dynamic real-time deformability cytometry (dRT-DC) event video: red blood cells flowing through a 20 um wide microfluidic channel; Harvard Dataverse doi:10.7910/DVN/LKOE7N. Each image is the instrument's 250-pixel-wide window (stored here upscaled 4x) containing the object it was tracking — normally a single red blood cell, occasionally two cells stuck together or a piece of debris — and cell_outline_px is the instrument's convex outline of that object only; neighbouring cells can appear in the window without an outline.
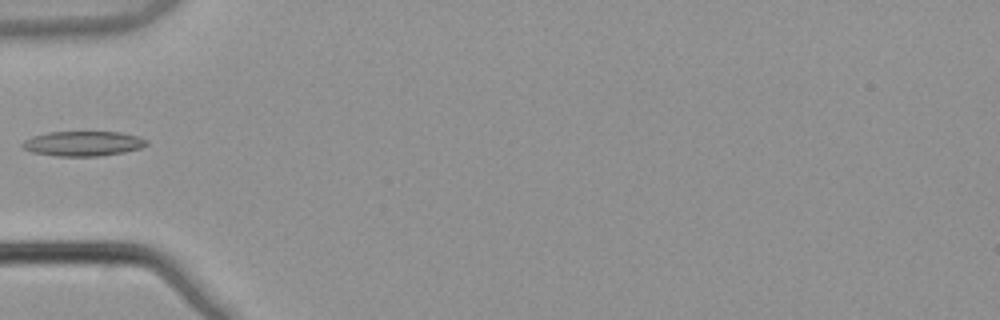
{"species": "common noctule bat (a hibernating species)", "species_latin": "Nyctalus noctula", "temperature_condition": "warm", "stored_images_in_passage": 3, "camera_frame_rate_fps": 3000, "um_per_image_px": 0.085, "animal": {"sex": "male", "body_mass_g": 21.5, "forearm_length_mm": 52.0}, "frame": {"image": 1, "passage_image": 3, "time_ms": 0.667, "image_size_px": [1000, 320], "cell_outline_px": [[148, 144], [140, 148], [124, 152], [100, 156], [56, 156], [32, 152], [24, 148], [20, 144], [24, 140], [32, 136], [48, 132], [120, 132], [136, 136], [148, 140]], "centroid_in_image_um": [7.05, 12.2], "position_along_channel_um": 78.0, "area_um2": 17.98}}